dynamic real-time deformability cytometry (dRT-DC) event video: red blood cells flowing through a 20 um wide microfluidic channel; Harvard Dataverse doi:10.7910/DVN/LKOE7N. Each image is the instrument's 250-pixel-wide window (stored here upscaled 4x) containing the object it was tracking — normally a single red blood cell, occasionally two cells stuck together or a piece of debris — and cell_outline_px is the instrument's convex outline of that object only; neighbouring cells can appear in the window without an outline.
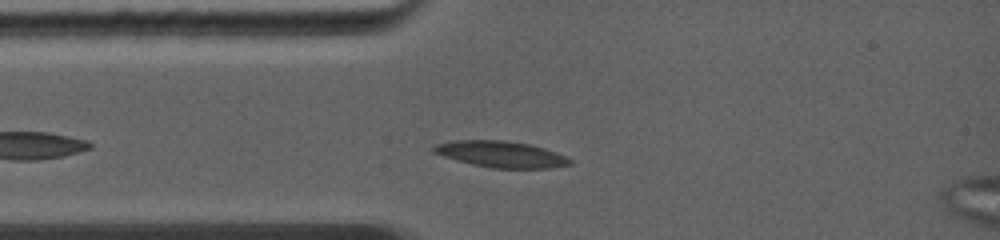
{"species": "common noctule bat (a hibernating species)", "species_latin": "Nyctalus noctula", "temperature_condition": "warm", "stored_images_in_passage": 19, "camera_frame_rate_fps": 5000, "um_per_image_px": 0.085, "animal": {"sex": "female", "body_mass_g": 19.0, "forearm_length_mm": 56.7}, "frame": {"image": 1, "passage_image": 2, "time_ms": 0.6, "image_size_px": [1000, 240], "cell_outline_px": [[572, 164], [552, 168], [492, 168], [472, 164], [444, 156], [432, 152], [432, 144], [456, 140], [504, 140], [528, 144], [544, 148], [556, 152], [572, 160]], "centroid_in_image_um": [42.57, 13.1], "position_along_channel_um": 42.4, "area_um2": 20.81}}
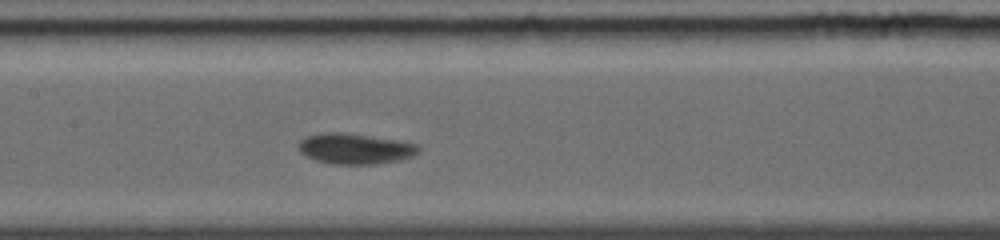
{"frame": {"image": 2, "passage_image": 9, "time_ms": 3.8, "image_size_px": [1000, 240], "cell_outline_px": [[420, 152], [412, 156], [400, 160], [372, 164], [332, 164], [316, 160], [304, 156], [300, 152], [300, 140], [304, 136], [328, 132], [336, 132], [368, 136], [396, 140], [420, 144]], "centroid_in_image_um": [30.19, 12.65], "position_along_channel_um": 177.2, "area_um2": 21.27}}
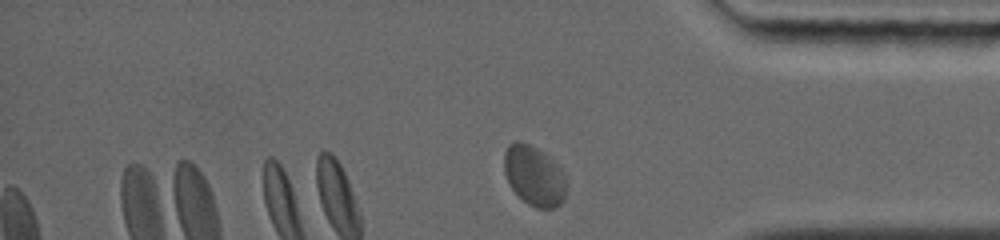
{"frame": {"image": 3, "passage_image": 19, "time_ms": 9.0, "image_size_px": [1000, 240], "cell_outline_px": [[564, 196], [560, 204], [552, 208], [536, 208], [528, 204], [508, 184], [504, 172], [504, 152], [508, 144], [512, 140], [520, 140], [532, 144], [544, 152], [560, 168], [564, 176]], "centroid_in_image_um": [45.34, 14.88], "position_along_channel_um": 389.9, "area_um2": 21.73}, "authors_computed_cell_mechanics": {"area_um2": 21.0392, "velocity_mm_per_s": 4.2982, "shape_relaxation_time_tau1_ms": 3.3916, "shape_relaxation_time_tau2_ms": null, "deformation_change_tau1": 0.0993, "deformation_change_tau2": null}}